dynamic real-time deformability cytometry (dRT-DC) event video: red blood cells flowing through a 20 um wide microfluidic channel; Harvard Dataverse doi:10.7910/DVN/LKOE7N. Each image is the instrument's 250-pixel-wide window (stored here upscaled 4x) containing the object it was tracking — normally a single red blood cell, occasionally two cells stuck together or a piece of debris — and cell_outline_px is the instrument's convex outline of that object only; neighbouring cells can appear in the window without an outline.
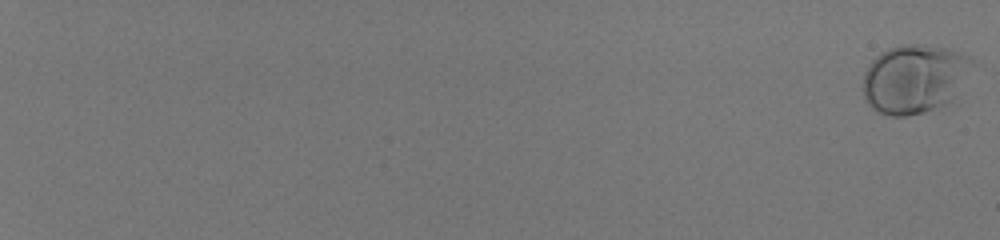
{"species": "human", "species_latin": "Homo sapiens", "temperature_condition": "room temperature", "stored_images_in_passage": 58, "camera_frame_rate_fps": 3000, "um_per_image_px": 0.085, "donor": {"sex": "male"}, "frame": {"image": 1, "passage_image": 1, "time_ms": 0.0, "image_size_px": [1000, 240], "cell_outline_px": [[972, 64], [944, 112], [904, 116], [892, 116], [876, 112], [864, 100], [864, 72], [872, 60], [880, 52], [888, 48], [900, 44], [916, 44], [944, 48], [968, 56], [972, 60]], "centroid_in_image_um": [77.69, 6.76], "position_along_channel_um": 7.3, "area_um2": 44.16}}
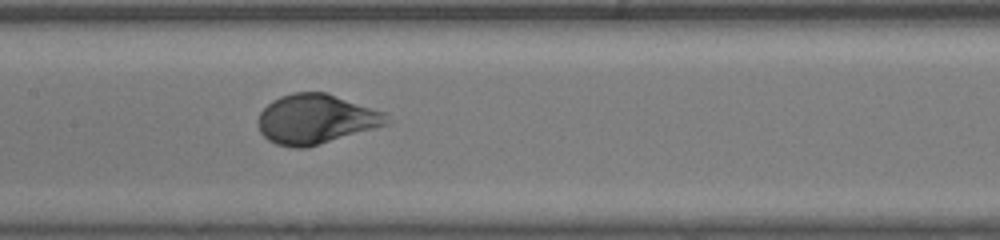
{"frame": {"image": 2, "passage_image": 36, "time_ms": 11.667, "image_size_px": [1000, 240], "cell_outline_px": [[388, 124], [304, 148], [292, 148], [276, 144], [268, 140], [260, 132], [256, 120], [260, 112], [272, 100], [280, 96], [292, 92], [328, 92], [384, 112], [388, 120]], "centroid_in_image_um": [26.79, 10.11], "position_along_channel_um": 180.6, "area_um2": 37.05}}
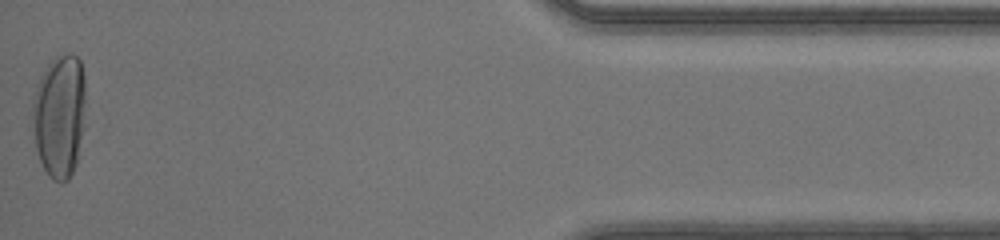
{"frame": {"image": 3, "passage_image": 58, "time_ms": 19.0, "image_size_px": [1000, 240], "cell_outline_px": [[84, 128], [76, 164], [68, 180], [60, 184], [52, 180], [48, 176], [40, 160], [36, 148], [32, 112], [32, 100], [40, 76], [48, 64], [56, 56], [68, 52], [76, 56], [80, 60], [84, 76]], "centroid_in_image_um": [5.06, 9.85], "position_along_channel_um": 430.1, "area_um2": 38.44}, "authors_computed_cell_mechanics": {"area_um2": 37.3677, "velocity_mm_per_s": 4.1248, "shape_relaxation_time_tau1_ms": 2.7544, "shape_relaxation_time_tau2_ms": null, "deformation_change_tau1": 0.1815, "deformation_change_tau2": null}}